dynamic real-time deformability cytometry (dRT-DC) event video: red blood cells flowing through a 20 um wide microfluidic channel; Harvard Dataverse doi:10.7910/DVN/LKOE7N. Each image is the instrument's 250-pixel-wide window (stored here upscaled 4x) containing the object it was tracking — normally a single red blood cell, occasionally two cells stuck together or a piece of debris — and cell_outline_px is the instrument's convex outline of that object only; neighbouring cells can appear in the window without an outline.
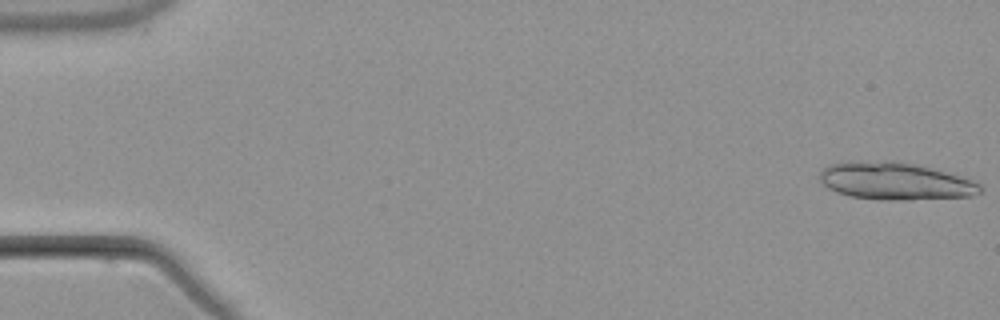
{"species": "common noctule bat (a hibernating species)", "species_latin": "Nyctalus noctula", "temperature_condition": "warm", "stored_images_in_passage": 6, "camera_frame_rate_fps": 3000, "um_per_image_px": 0.085, "animal": {"sex": "male", "body_mass_g": 21.5, "forearm_length_mm": 52.0}, "frame": {"image": 1, "passage_image": 1, "time_ms": 0.0, "image_size_px": [1000, 320], "cell_outline_px": [[984, 188], [980, 192], [972, 196], [908, 200], [880, 200], [852, 196], [836, 192], [828, 188], [820, 180], [820, 172], [828, 164], [848, 160], [892, 160], [916, 164], [972, 180], [980, 184]], "centroid_in_image_um": [76.05, 15.38], "position_along_channel_um": 9.0, "area_um2": 35.26}}